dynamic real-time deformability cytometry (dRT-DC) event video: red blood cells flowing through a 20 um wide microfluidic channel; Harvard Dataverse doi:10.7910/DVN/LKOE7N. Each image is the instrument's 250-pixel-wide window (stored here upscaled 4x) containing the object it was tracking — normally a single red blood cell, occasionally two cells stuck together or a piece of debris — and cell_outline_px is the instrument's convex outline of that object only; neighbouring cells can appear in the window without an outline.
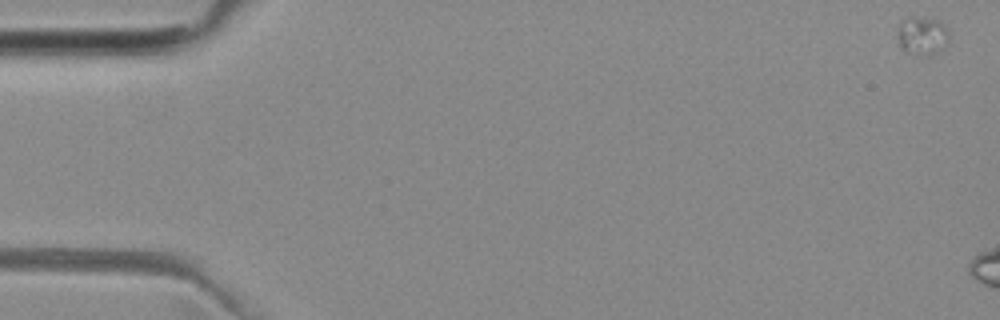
{"species": "common noctule bat (a hibernating species)", "species_latin": "Nyctalus noctula", "temperature_condition": "room temperature", "stored_images_in_passage": 5, "camera_frame_rate_fps": 3000, "um_per_image_px": 0.085, "animal": {"sex": "female", "body_mass_g": 29.2, "forearm_length_mm": 56.3}, "frame": {"image": 1, "passage_image": 1, "time_ms": 0.0, "image_size_px": [1000, 320], "cell_outline_px": [[948, 44], [944, 48], [932, 56], [916, 56], [904, 52], [900, 44], [896, 32], [896, 28], [908, 16], [916, 16], [940, 20], [948, 28]], "centroid_in_image_um": [78.4, 3.06], "position_along_channel_um": 6.6, "area_um2": 12.14}}